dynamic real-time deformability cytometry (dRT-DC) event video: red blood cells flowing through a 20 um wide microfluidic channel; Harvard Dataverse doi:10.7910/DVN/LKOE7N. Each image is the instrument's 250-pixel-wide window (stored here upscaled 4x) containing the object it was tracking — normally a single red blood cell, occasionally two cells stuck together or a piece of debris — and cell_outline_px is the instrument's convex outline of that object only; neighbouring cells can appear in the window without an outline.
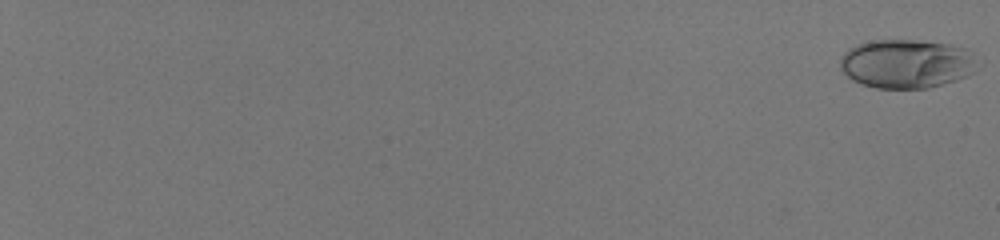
{"species": "human", "species_latin": "Homo sapiens", "temperature_condition": "room temperature", "stored_images_in_passage": 58, "camera_frame_rate_fps": 3000, "um_per_image_px": 0.085, "donor": {"sex": "male"}, "frame": {"image": 1, "passage_image": 1, "time_ms": 0.0, "image_size_px": [1000, 240], "cell_outline_px": [[984, 64], [980, 68], [968, 76], [956, 80], [928, 88], [876, 88], [852, 80], [840, 68], [840, 56], [844, 52], [856, 44], [880, 40], [912, 40], [948, 44], [964, 48], [972, 52]], "centroid_in_image_um": [77.14, 5.42], "position_along_channel_um": 7.9, "area_um2": 39.54}}
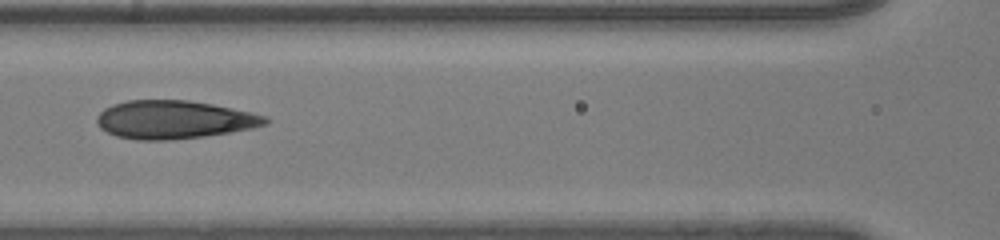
{"frame": {"image": 2, "passage_image": 34, "time_ms": 11.0, "image_size_px": [1000, 240], "cell_outline_px": [[272, 120], [268, 124], [252, 128], [204, 136], [168, 140], [136, 140], [116, 136], [100, 128], [96, 124], [96, 116], [104, 108], [112, 104], [128, 100], [188, 100], [212, 104], [252, 112], [268, 116]], "centroid_in_image_um": [14.8, 10.16], "position_along_channel_um": 151.8, "area_um2": 37.74}}
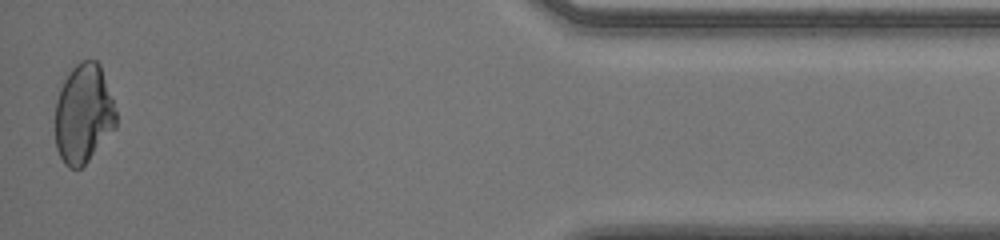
{"frame": {"image": 3, "passage_image": 58, "time_ms": 19.0, "image_size_px": [1000, 240], "cell_outline_px": [[116, 128], [88, 160], [80, 168], [68, 168], [64, 164], [56, 148], [56, 100], [60, 88], [68, 72], [80, 60], [96, 60], [100, 64], [116, 112]], "centroid_in_image_um": [7.09, 9.67], "position_along_channel_um": 428.1, "area_um2": 35.03}, "authors_computed_cell_mechanics": {"area_um2": 37.1365, "velocity_mm_per_s": 4.0641, "shape_relaxation_time_tau1_ms": 9.21, "shape_relaxation_time_tau2_ms": 0.8895, "deformation_change_tau1": 0.2875, "deformation_change_tau2": 0.0591}}